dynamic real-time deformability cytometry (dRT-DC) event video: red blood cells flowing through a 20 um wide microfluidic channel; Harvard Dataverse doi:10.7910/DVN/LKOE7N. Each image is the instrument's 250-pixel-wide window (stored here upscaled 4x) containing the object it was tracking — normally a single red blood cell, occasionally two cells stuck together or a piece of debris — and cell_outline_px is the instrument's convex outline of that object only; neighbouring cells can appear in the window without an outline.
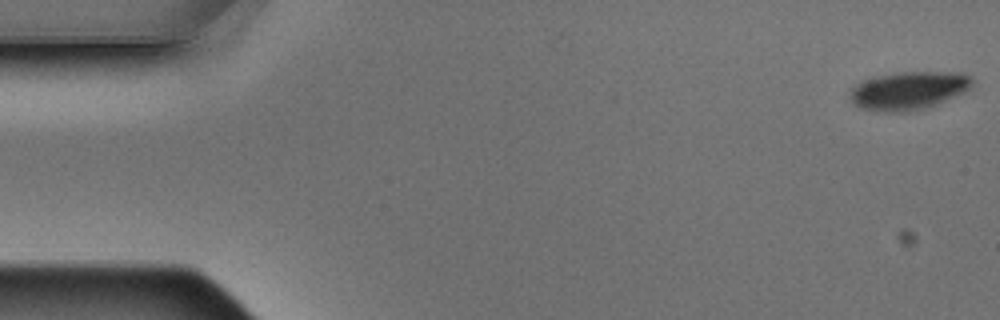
{"species": "Egyptian fruit bat (a non-hibernating species)", "species_latin": "Rousettus aegyptiacus", "temperature_condition": "warm", "stored_images_in_passage": 11, "camera_frame_rate_fps": 3000, "um_per_image_px": 0.085, "animal": {"sex": "male"}, "frame": {"image": 1, "passage_image": 1, "time_ms": 0.0, "image_size_px": [1000, 320], "cell_outline_px": [[972, 88], [964, 92], [936, 104], [924, 108], [904, 112], [884, 112], [860, 108], [852, 104], [852, 88], [856, 84], [864, 80], [880, 76], [900, 72], [964, 72], [972, 76]], "centroid_in_image_um": [77.27, 7.69], "position_along_channel_um": 7.7, "area_um2": 26.99}}
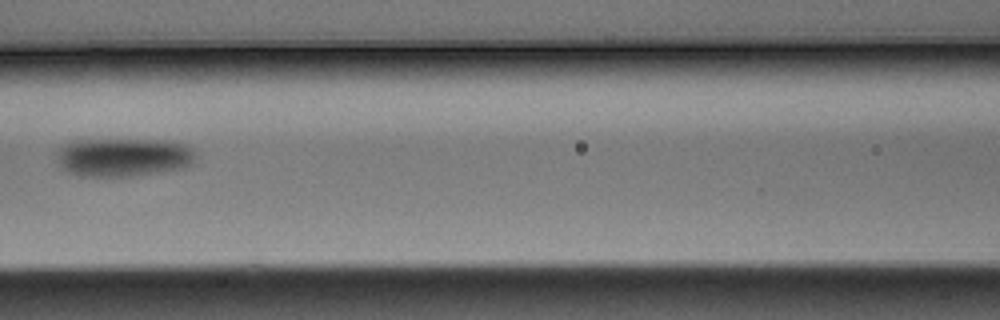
{"frame": {"image": 2, "passage_image": 7, "time_ms": 2.0, "image_size_px": [1000, 320], "cell_outline_px": [[196, 156], [192, 164], [184, 168], [132, 176], [84, 176], [68, 172], [60, 164], [60, 148], [64, 144], [72, 140], [172, 140], [184, 144], [192, 148]], "centroid_in_image_um": [10.56, 13.35], "position_along_channel_um": 156.0, "area_um2": 30.98}}
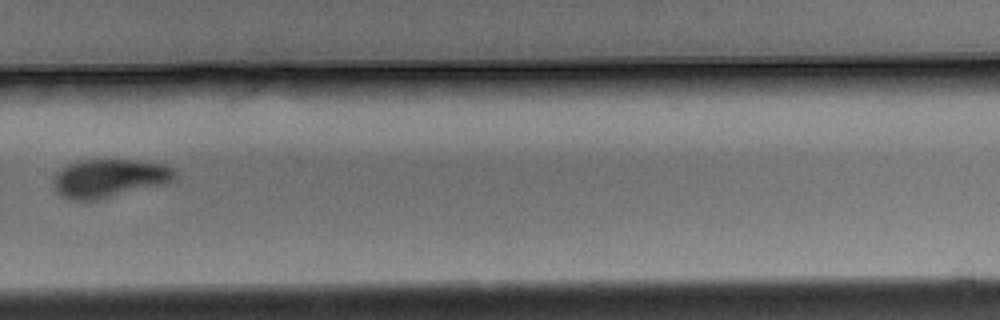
{"frame": {"image": 3, "passage_image": 11, "time_ms": 3.333, "image_size_px": [1000, 320], "cell_outline_px": [[176, 172], [172, 180], [168, 184], [96, 200], [68, 200], [60, 196], [52, 188], [52, 180], [56, 172], [60, 168], [76, 160], [140, 160], [160, 164], [172, 168]], "centroid_in_image_um": [9.22, 15.16], "position_along_channel_um": 320.6, "area_um2": 27.57}}